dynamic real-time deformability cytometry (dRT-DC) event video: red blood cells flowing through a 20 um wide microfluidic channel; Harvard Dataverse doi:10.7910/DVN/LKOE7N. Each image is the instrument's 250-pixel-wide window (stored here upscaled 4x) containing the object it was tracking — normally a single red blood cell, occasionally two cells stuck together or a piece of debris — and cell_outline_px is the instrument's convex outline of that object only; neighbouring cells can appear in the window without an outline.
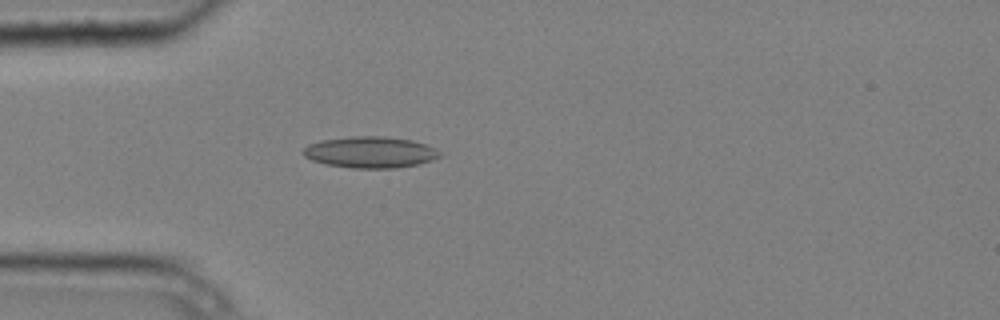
{"species": "common noctule bat (a hibernating species)", "species_latin": "Nyctalus noctula", "temperature_condition": "cold", "stored_images_in_passage": 4, "camera_frame_rate_fps": 3000, "um_per_image_px": 0.085, "animal": {"sex": "male", "body_mass_g": 20.4}, "frame": {"image": 1, "passage_image": 4, "time_ms": 1.0, "image_size_px": [1000, 320], "cell_outline_px": [[444, 152], [440, 156], [432, 160], [416, 164], [396, 168], [352, 168], [324, 164], [312, 160], [304, 156], [300, 152], [308, 144], [320, 140], [352, 136], [384, 136], [412, 140], [436, 148]], "centroid_in_image_um": [31.46, 12.93], "position_along_channel_um": 53.5, "area_um2": 25.14}}